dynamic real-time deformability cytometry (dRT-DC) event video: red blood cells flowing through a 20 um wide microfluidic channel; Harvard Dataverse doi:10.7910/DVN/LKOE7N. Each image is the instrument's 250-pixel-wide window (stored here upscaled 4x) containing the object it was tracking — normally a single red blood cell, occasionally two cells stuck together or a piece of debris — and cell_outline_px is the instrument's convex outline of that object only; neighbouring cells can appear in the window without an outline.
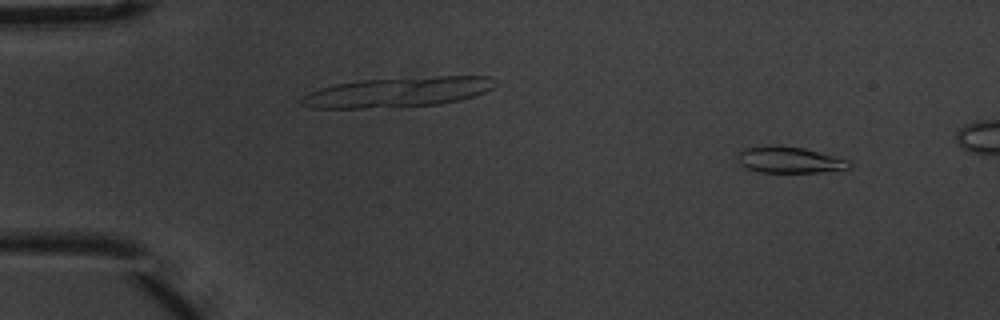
{"species": "common noctule bat (a hibernating species)", "species_latin": "Nyctalus noctula", "temperature_condition": "warm", "stored_images_in_passage": 5, "camera_frame_rate_fps": 3000, "um_per_image_px": 0.085, "animal": {"sex": "male", "body_mass_g": 20.1, "forearm_length_mm": 53.5}, "frame": {"image": 1, "passage_image": 1, "time_ms": 0.0, "image_size_px": [1000, 320], "cell_outline_px": [[852, 168], [816, 172], [760, 172], [748, 168], [740, 164], [740, 152], [744, 148], [764, 144], [776, 144], [804, 148], [836, 156], [848, 160], [852, 164]], "centroid_in_image_um": [67.13, 13.56], "position_along_channel_um": 17.9, "area_um2": 17.17}}